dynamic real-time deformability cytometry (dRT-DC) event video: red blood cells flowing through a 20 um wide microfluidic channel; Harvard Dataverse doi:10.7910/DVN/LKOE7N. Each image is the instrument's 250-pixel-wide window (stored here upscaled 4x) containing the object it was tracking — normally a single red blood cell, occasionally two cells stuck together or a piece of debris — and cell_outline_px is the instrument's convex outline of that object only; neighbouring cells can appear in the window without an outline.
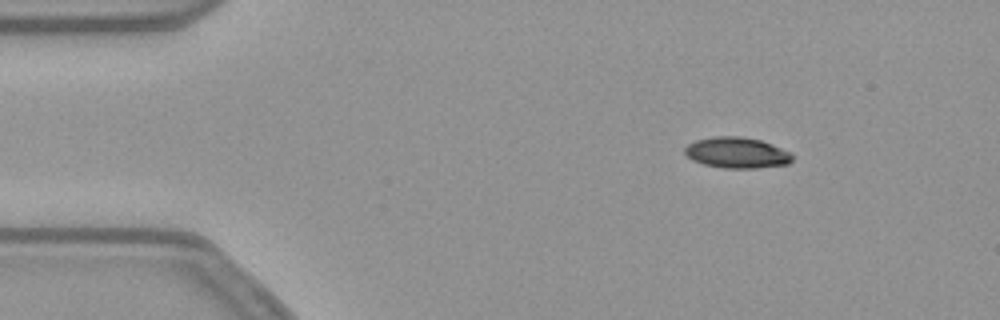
{"species": "common noctule bat (a hibernating species)", "species_latin": "Nyctalus noctula", "temperature_condition": "warm", "stored_images_in_passage": 29, "camera_frame_rate_fps": 3000, "um_per_image_px": 0.085, "animal": {"sex": "female", "body_mass_g": 21.9}, "frame": {"image": 1, "passage_image": 7, "time_ms": 2.0, "image_size_px": [1000, 320], "cell_outline_px": [[792, 160], [788, 164], [756, 168], [724, 168], [704, 164], [692, 160], [684, 152], [684, 148], [688, 144], [696, 140], [712, 136], [740, 136], [760, 140], [772, 144], [792, 152]], "centroid_in_image_um": [62.64, 12.97], "position_along_channel_um": 22.4, "area_um2": 19.42}}
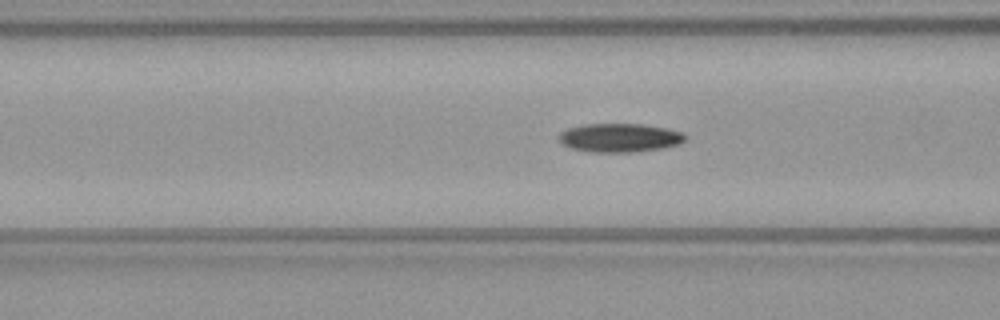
{"frame": {"image": 2, "passage_image": 20, "time_ms": 6.333, "image_size_px": [1000, 320], "cell_outline_px": [[688, 136], [680, 144], [664, 148], [632, 152], [588, 152], [572, 148], [560, 144], [556, 136], [560, 132], [568, 128], [584, 124], [640, 124], [668, 128], [684, 132]], "centroid_in_image_um": [52.66, 11.71], "position_along_channel_um": 113.9, "area_um2": 21.5}}
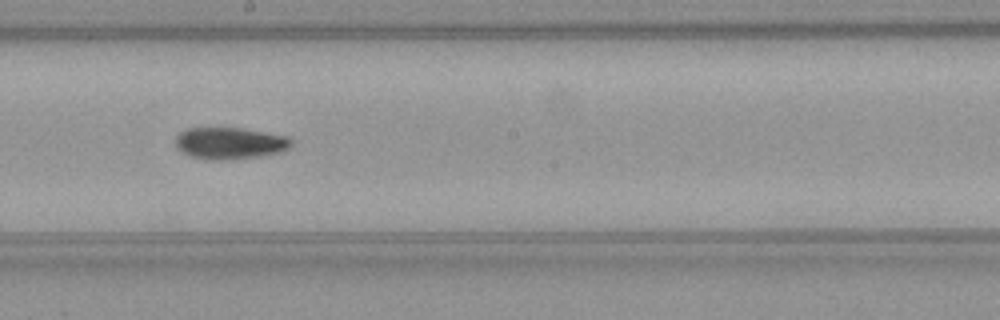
{"frame": {"image": 3, "passage_image": 29, "time_ms": 9.333, "image_size_px": [1000, 320], "cell_outline_px": [[292, 144], [288, 148], [280, 152], [264, 156], [228, 160], [208, 160], [188, 156], [176, 148], [176, 136], [180, 132], [188, 128], [240, 128], [288, 136], [292, 140]], "centroid_in_image_um": [19.52, 12.19], "position_along_channel_um": 228.7, "area_um2": 21.68}}